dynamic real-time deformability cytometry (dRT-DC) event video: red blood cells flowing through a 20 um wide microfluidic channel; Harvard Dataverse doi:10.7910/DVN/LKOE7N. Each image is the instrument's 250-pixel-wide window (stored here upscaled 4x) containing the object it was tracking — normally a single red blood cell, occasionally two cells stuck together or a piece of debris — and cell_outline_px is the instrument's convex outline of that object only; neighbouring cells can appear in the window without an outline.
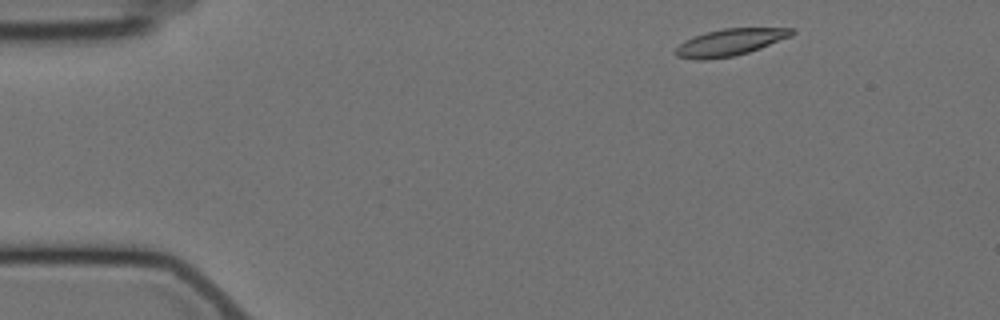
{"species": "Egyptian fruit bat (a non-hibernating species)", "species_latin": "Rousettus aegyptiacus", "temperature_condition": "cold", "stored_images_in_passage": 7, "camera_frame_rate_fps": 3000, "um_per_image_px": 0.085, "animal": {"sex": "female"}, "frame": {"image": 1, "passage_image": 1, "time_ms": 0.0, "image_size_px": [1000, 320], "cell_outline_px": [[796, 32], [792, 36], [760, 48], [748, 52], [732, 56], [704, 60], [692, 60], [676, 56], [676, 48], [684, 40], [692, 36], [724, 28], [796, 28]], "centroid_in_image_um": [62.06, 3.59], "position_along_channel_um": 22.9, "area_um2": 18.21}}
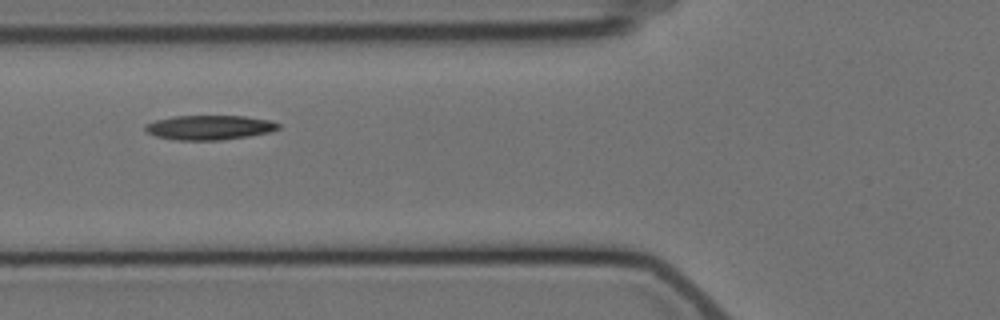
{"frame": {"image": 2, "passage_image": 5, "time_ms": 4.667, "image_size_px": [1000, 320], "cell_outline_px": [[280, 128], [268, 132], [248, 136], [220, 140], [176, 140], [156, 136], [148, 132], [144, 128], [144, 124], [156, 120], [172, 116], [244, 116], [272, 120], [280, 124]], "centroid_in_image_um": [17.8, 10.83], "position_along_channel_um": 108.0, "area_um2": 19.02}}
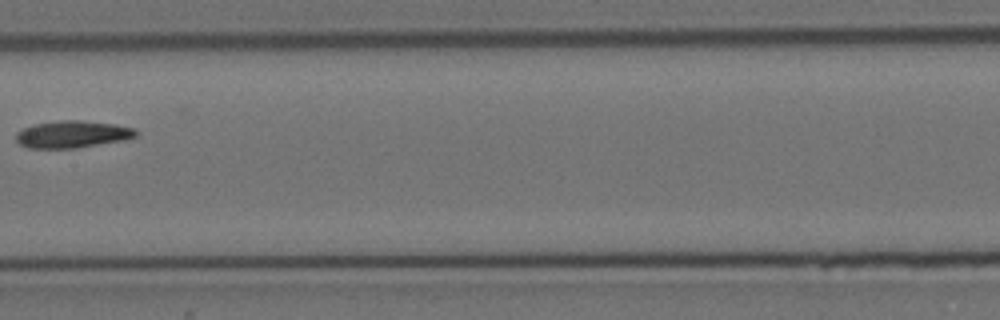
{"frame": {"image": 3, "passage_image": 7, "time_ms": 7.333, "image_size_px": [1000, 320], "cell_outline_px": [[140, 132], [136, 136], [124, 140], [76, 148], [28, 148], [20, 144], [16, 140], [16, 132], [32, 124], [60, 120], [80, 120], [116, 124], [132, 128]], "centroid_in_image_um": [6.15, 11.41], "position_along_channel_um": 201.3, "area_um2": 19.02}}